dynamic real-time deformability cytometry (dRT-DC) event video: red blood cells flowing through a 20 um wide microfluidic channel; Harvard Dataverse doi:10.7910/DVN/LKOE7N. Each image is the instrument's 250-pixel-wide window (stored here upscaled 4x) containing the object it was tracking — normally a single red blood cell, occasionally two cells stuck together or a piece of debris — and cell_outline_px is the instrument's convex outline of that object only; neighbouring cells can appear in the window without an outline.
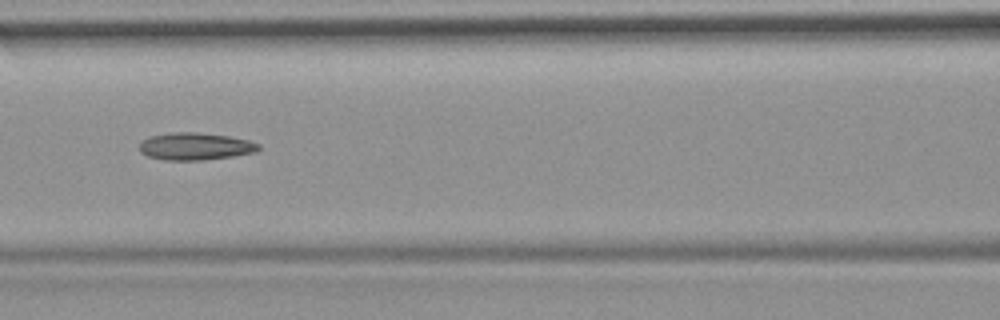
{"species": "common noctule bat (a hibernating species)", "species_latin": "Nyctalus noctula", "temperature_condition": "room temperature", "stored_images_in_passage": 38, "camera_frame_rate_fps": 3000, "um_per_image_px": 0.085, "animal": {"sex": "female", "body_mass_g": 19.9}, "frame": {"image": 1, "passage_image": 12, "time_ms": 3.667, "image_size_px": [1000, 320], "cell_outline_px": [[260, 148], [256, 152], [232, 156], [204, 160], [164, 160], [148, 156], [140, 152], [140, 140], [148, 136], [172, 132], [196, 132], [228, 136], [248, 140], [260, 144]], "centroid_in_image_um": [16.57, 12.43], "position_along_channel_um": 150.0, "area_um2": 19.07}, "authors_computed_cell_mechanics": {"area_um2": 18.5249, "velocity_mm_per_s": 3.7781, "shape_relaxation_time_tau1_ms": null, "shape_relaxation_time_tau2_ms": 8.925, "deformation_change_tau1": null, "deformation_change_tau2": 0.2177}}